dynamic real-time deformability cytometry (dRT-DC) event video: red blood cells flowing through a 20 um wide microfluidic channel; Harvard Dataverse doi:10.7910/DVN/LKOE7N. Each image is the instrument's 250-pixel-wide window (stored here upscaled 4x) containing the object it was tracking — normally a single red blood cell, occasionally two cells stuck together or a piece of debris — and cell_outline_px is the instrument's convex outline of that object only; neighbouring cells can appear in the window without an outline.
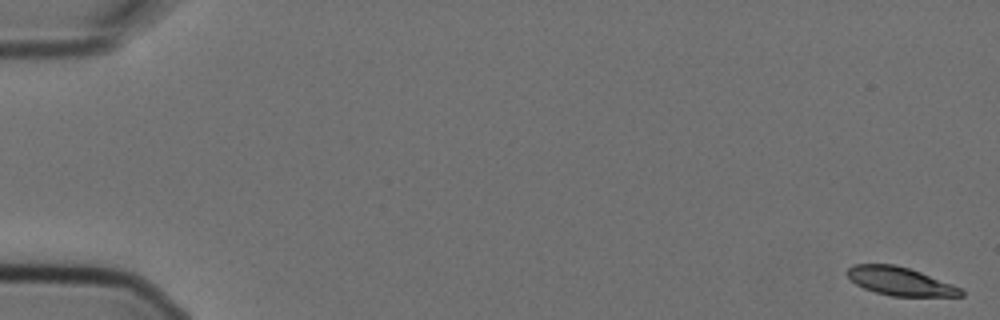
{"species": "Egyptian fruit bat (a non-hibernating species)", "species_latin": "Rousettus aegyptiacus", "temperature_condition": "cold", "stored_images_in_passage": 6, "camera_frame_rate_fps": 3000, "um_per_image_px": 0.085, "animal": {"sex": "female"}, "frame": {"image": 1, "passage_image": 1, "time_ms": 0.0, "image_size_px": [1000, 320], "cell_outline_px": [[964, 296], [892, 296], [876, 292], [864, 288], [856, 284], [844, 272], [852, 264], [896, 264], [920, 272], [952, 284], [960, 288], [964, 292]], "centroid_in_image_um": [76.48, 23.9], "position_along_channel_um": 8.5, "area_um2": 18.67}}
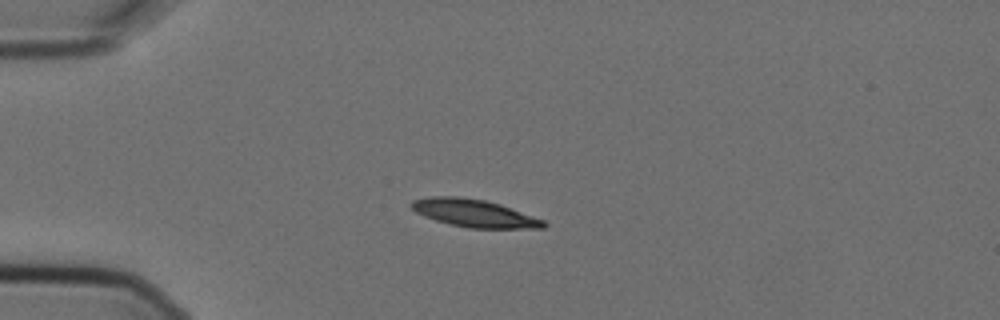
{"frame": {"image": 2, "passage_image": 5, "time_ms": 1.333, "image_size_px": [1000, 320], "cell_outline_px": [[548, 224], [544, 228], [468, 228], [436, 220], [424, 216], [416, 212], [408, 204], [412, 200], [432, 196], [460, 196], [484, 200], [500, 204], [544, 220]], "centroid_in_image_um": [40.3, 18.11], "position_along_channel_um": 44.7, "area_um2": 21.21}}